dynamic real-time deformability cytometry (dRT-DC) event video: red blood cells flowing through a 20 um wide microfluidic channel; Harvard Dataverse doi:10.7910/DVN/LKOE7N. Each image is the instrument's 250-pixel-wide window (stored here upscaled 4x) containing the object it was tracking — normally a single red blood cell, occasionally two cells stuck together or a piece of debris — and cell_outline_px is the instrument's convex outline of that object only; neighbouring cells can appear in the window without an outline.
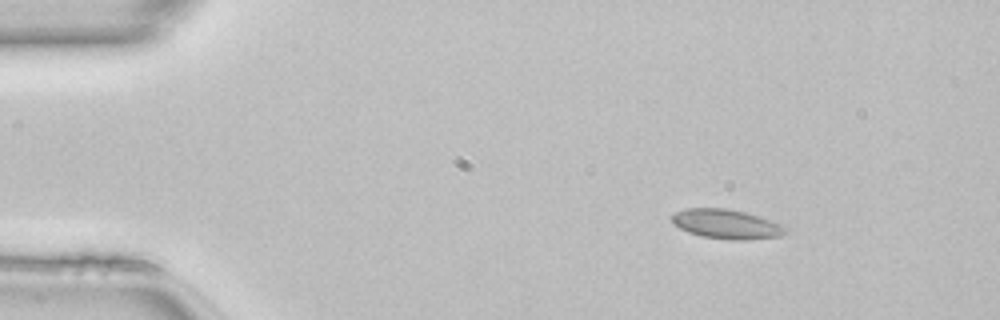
{"species": "common noctule bat (a hibernating species)", "species_latin": "Nyctalus noctula", "temperature_condition": "room temperature", "stored_images_in_passage": 43, "camera_frame_rate_fps": 3000, "um_per_image_px": 0.085, "animal": {"sex": "female", "body_mass_g": 22.7, "forearm_length_mm": 54.2}, "frame": {"image": 1, "passage_image": 1, "time_ms": 0.0, "image_size_px": [1000, 320], "cell_outline_px": [[788, 228], [780, 236], [744, 240], [732, 240], [704, 236], [688, 232], [672, 224], [672, 216], [676, 212], [684, 208], [724, 208], [744, 212], [772, 220], [784, 224]], "centroid_in_image_um": [61.76, 19.04], "position_along_channel_um": 23.2, "area_um2": 19.42}}
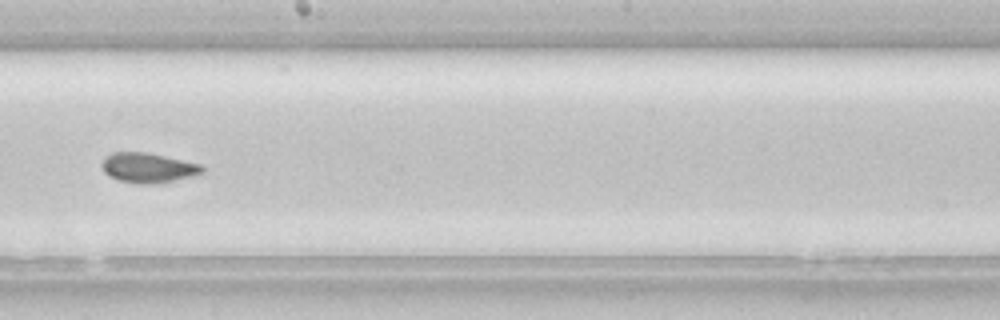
{"frame": {"image": 2, "passage_image": 22, "time_ms": 7.0, "image_size_px": [1000, 320], "cell_outline_px": [[204, 172], [192, 176], [152, 184], [140, 184], [120, 180], [108, 176], [104, 172], [100, 164], [104, 156], [112, 152], [148, 152], [200, 164], [204, 168]], "centroid_in_image_um": [12.53, 14.24], "position_along_channel_um": 235.7, "area_um2": 17.46}}
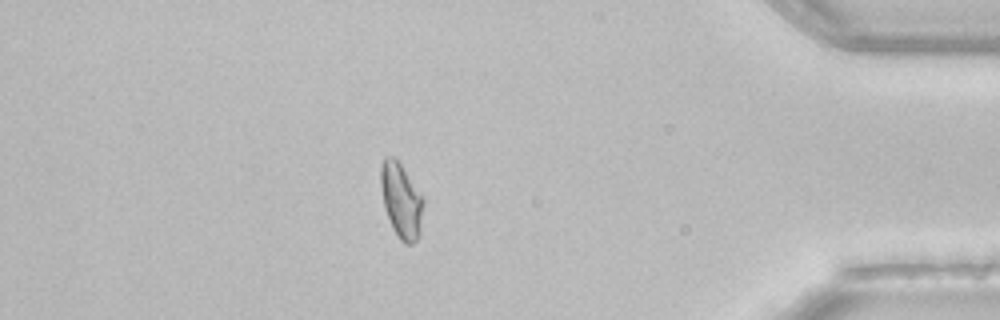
{"frame": {"image": 3, "passage_image": 37, "time_ms": 12.0, "image_size_px": [1000, 320], "cell_outline_px": [[424, 204], [420, 232], [416, 240], [412, 244], [404, 244], [400, 240], [392, 228], [384, 208], [380, 184], [380, 164], [384, 156], [396, 156], [424, 196]], "centroid_in_image_um": [34.1, 16.99], "position_along_channel_um": 401.1, "area_um2": 19.25}}